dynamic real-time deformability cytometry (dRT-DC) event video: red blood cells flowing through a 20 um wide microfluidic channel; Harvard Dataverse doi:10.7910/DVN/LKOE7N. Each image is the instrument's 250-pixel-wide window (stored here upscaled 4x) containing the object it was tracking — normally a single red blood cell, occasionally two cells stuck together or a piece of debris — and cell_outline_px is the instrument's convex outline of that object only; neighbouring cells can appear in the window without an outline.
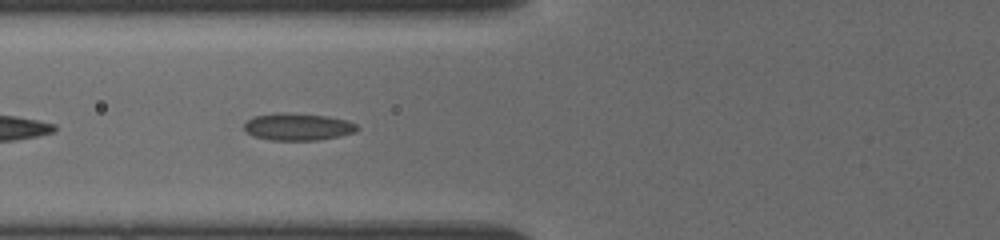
{"species": "common noctule bat (a hibernating species)", "species_latin": "Nyctalus noctula", "temperature_condition": "cold", "stored_images_in_passage": 9, "segment_of_instrument_passage": [2, 2], "camera_frame_rate_fps": 3000, "um_per_image_px": 0.085, "animal": {"sex": "female", "body_mass_g": 19.5, "forearm_length_mm": 54.1}, "frame": {"image": 1, "passage_image": 8, "time_ms": 7.333, "image_size_px": [1000, 240], "cell_outline_px": [[360, 128], [356, 132], [340, 136], [316, 140], [268, 140], [252, 136], [244, 132], [244, 124], [252, 116], [276, 112], [284, 112], [328, 116], [348, 120], [356, 124]], "centroid_in_image_um": [25.29, 10.77], "position_along_channel_um": 100.5, "area_um2": 18.26}}
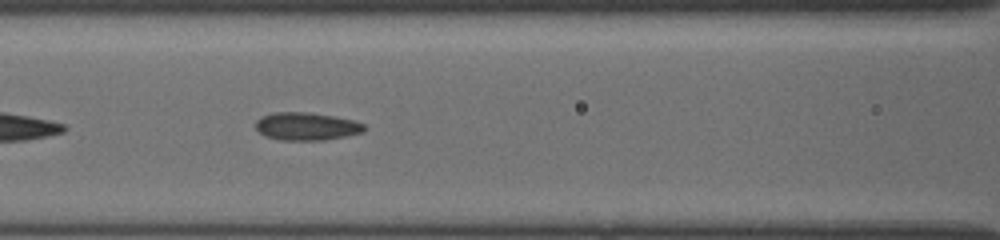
{"frame": {"image": 2, "passage_image": 9, "time_ms": 8.333, "image_size_px": [1000, 240], "cell_outline_px": [[368, 128], [360, 132], [348, 136], [324, 140], [280, 140], [268, 136], [260, 132], [256, 128], [256, 120], [260, 116], [272, 112], [308, 112], [332, 116], [352, 120], [364, 124]], "centroid_in_image_um": [26.04, 10.73], "position_along_channel_um": 140.6, "area_um2": 17.57}}